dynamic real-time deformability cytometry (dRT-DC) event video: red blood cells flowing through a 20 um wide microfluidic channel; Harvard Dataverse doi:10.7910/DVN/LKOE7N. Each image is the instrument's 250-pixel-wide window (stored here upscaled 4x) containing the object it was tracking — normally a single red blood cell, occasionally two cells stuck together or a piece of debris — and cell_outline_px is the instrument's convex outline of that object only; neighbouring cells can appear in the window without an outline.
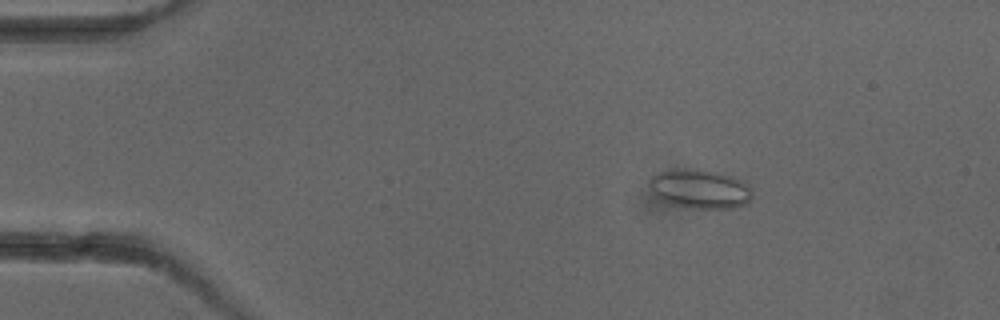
{"species": "common noctule bat (a hibernating species)", "species_latin": "Nyctalus noctula", "temperature_condition": "cold", "stored_images_in_passage": 4, "camera_frame_rate_fps": 3000, "um_per_image_px": 0.085, "animal": {"sex": "female"}, "frame": {"image": 1, "passage_image": 3, "time_ms": 2.667, "image_size_px": [1000, 320], "cell_outline_px": [[752, 196], [748, 204], [732, 208], [692, 208], [660, 200], [652, 192], [648, 184], [648, 180], [652, 176], [660, 172], [716, 172], [732, 176], [740, 180], [752, 188]], "centroid_in_image_um": [59.55, 16.12], "position_along_channel_um": 25.5, "area_um2": 22.48}}